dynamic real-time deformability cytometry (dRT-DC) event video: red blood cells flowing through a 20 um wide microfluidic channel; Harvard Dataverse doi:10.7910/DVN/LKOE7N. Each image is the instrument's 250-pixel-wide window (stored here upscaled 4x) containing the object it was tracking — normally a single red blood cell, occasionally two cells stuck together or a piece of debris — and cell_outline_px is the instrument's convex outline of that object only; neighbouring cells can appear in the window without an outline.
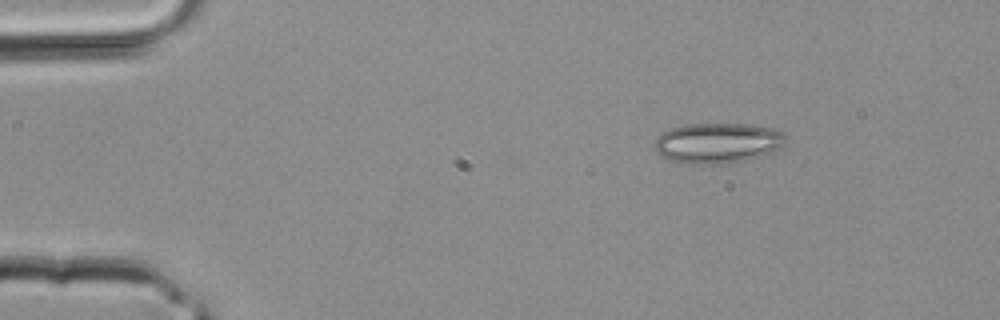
{"species": "common noctule bat (a hibernating species)", "species_latin": "Nyctalus noctula", "temperature_condition": "room temperature", "stored_images_in_passage": 2, "camera_frame_rate_fps": 3000, "um_per_image_px": 0.085, "animal": {"sex": "male", "body_mass_g": 20.4}, "frame": {"image": 1, "passage_image": 1, "time_ms": 0.0, "image_size_px": [1000, 320], "cell_outline_px": [[788, 144], [776, 152], [744, 160], [716, 164], [684, 164], [664, 160], [656, 152], [656, 136], [668, 128], [684, 124], [752, 124], [776, 128], [784, 132], [788, 136]], "centroid_in_image_um": [61.05, 12.15], "position_along_channel_um": 24.0, "area_um2": 31.85}}